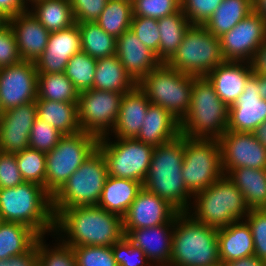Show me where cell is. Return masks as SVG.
Instances as JSON below:
<instances>
[{
  "instance_id": "6da1fadb",
  "label": "cell",
  "mask_w": 266,
  "mask_h": 266,
  "mask_svg": "<svg viewBox=\"0 0 266 266\" xmlns=\"http://www.w3.org/2000/svg\"><path fill=\"white\" fill-rule=\"evenodd\" d=\"M56 235L67 246H112L124 236L122 217L97 205L63 209L55 217Z\"/></svg>"
},
{
  "instance_id": "7a4b0ae2",
  "label": "cell",
  "mask_w": 266,
  "mask_h": 266,
  "mask_svg": "<svg viewBox=\"0 0 266 266\" xmlns=\"http://www.w3.org/2000/svg\"><path fill=\"white\" fill-rule=\"evenodd\" d=\"M184 135L154 147L143 187L169 202L179 212H187L193 195L182 178Z\"/></svg>"
},
{
  "instance_id": "3957f363",
  "label": "cell",
  "mask_w": 266,
  "mask_h": 266,
  "mask_svg": "<svg viewBox=\"0 0 266 266\" xmlns=\"http://www.w3.org/2000/svg\"><path fill=\"white\" fill-rule=\"evenodd\" d=\"M0 215L3 221L26 225L40 236L54 234L52 196L36 183L0 188Z\"/></svg>"
},
{
  "instance_id": "277c9868",
  "label": "cell",
  "mask_w": 266,
  "mask_h": 266,
  "mask_svg": "<svg viewBox=\"0 0 266 266\" xmlns=\"http://www.w3.org/2000/svg\"><path fill=\"white\" fill-rule=\"evenodd\" d=\"M249 211L242 192L224 174L215 183L193 195L187 213L197 222L220 229L244 220Z\"/></svg>"
},
{
  "instance_id": "5b68a950",
  "label": "cell",
  "mask_w": 266,
  "mask_h": 266,
  "mask_svg": "<svg viewBox=\"0 0 266 266\" xmlns=\"http://www.w3.org/2000/svg\"><path fill=\"white\" fill-rule=\"evenodd\" d=\"M229 107L206 77H195L188 113L180 133L191 139H219L228 129Z\"/></svg>"
},
{
  "instance_id": "8992f818",
  "label": "cell",
  "mask_w": 266,
  "mask_h": 266,
  "mask_svg": "<svg viewBox=\"0 0 266 266\" xmlns=\"http://www.w3.org/2000/svg\"><path fill=\"white\" fill-rule=\"evenodd\" d=\"M219 262L218 229L180 212L174 218L169 266H212Z\"/></svg>"
},
{
  "instance_id": "52a82bcc",
  "label": "cell",
  "mask_w": 266,
  "mask_h": 266,
  "mask_svg": "<svg viewBox=\"0 0 266 266\" xmlns=\"http://www.w3.org/2000/svg\"><path fill=\"white\" fill-rule=\"evenodd\" d=\"M107 177L105 159L96 149L52 196L54 217L66 208L97 205Z\"/></svg>"
},
{
  "instance_id": "ba28073f",
  "label": "cell",
  "mask_w": 266,
  "mask_h": 266,
  "mask_svg": "<svg viewBox=\"0 0 266 266\" xmlns=\"http://www.w3.org/2000/svg\"><path fill=\"white\" fill-rule=\"evenodd\" d=\"M194 78L166 63H160L137 85L145 92L151 104L165 108L181 122L189 110Z\"/></svg>"
},
{
  "instance_id": "9c48e42d",
  "label": "cell",
  "mask_w": 266,
  "mask_h": 266,
  "mask_svg": "<svg viewBox=\"0 0 266 266\" xmlns=\"http://www.w3.org/2000/svg\"><path fill=\"white\" fill-rule=\"evenodd\" d=\"M224 61L220 38L211 34L203 25H190L182 43L166 64L188 75L206 77Z\"/></svg>"
},
{
  "instance_id": "30bf717a",
  "label": "cell",
  "mask_w": 266,
  "mask_h": 266,
  "mask_svg": "<svg viewBox=\"0 0 266 266\" xmlns=\"http://www.w3.org/2000/svg\"><path fill=\"white\" fill-rule=\"evenodd\" d=\"M98 140L85 131L64 135L56 147L46 153V191L51 196L98 148Z\"/></svg>"
},
{
  "instance_id": "8fae6325",
  "label": "cell",
  "mask_w": 266,
  "mask_h": 266,
  "mask_svg": "<svg viewBox=\"0 0 266 266\" xmlns=\"http://www.w3.org/2000/svg\"><path fill=\"white\" fill-rule=\"evenodd\" d=\"M97 149L103 154L108 176L131 179L143 184L148 174L154 146L135 138L113 139L106 135L99 138Z\"/></svg>"
},
{
  "instance_id": "7c38bea8",
  "label": "cell",
  "mask_w": 266,
  "mask_h": 266,
  "mask_svg": "<svg viewBox=\"0 0 266 266\" xmlns=\"http://www.w3.org/2000/svg\"><path fill=\"white\" fill-rule=\"evenodd\" d=\"M224 175L221 149L217 139H191L184 136L182 178L194 195Z\"/></svg>"
},
{
  "instance_id": "4fadbf2b",
  "label": "cell",
  "mask_w": 266,
  "mask_h": 266,
  "mask_svg": "<svg viewBox=\"0 0 266 266\" xmlns=\"http://www.w3.org/2000/svg\"><path fill=\"white\" fill-rule=\"evenodd\" d=\"M123 95L96 89L80 92L77 108L81 130L98 138L108 135L117 120Z\"/></svg>"
},
{
  "instance_id": "5bb4252c",
  "label": "cell",
  "mask_w": 266,
  "mask_h": 266,
  "mask_svg": "<svg viewBox=\"0 0 266 266\" xmlns=\"http://www.w3.org/2000/svg\"><path fill=\"white\" fill-rule=\"evenodd\" d=\"M218 140L225 175L239 167L266 169V142L259 133L227 130Z\"/></svg>"
},
{
  "instance_id": "9a60e30c",
  "label": "cell",
  "mask_w": 266,
  "mask_h": 266,
  "mask_svg": "<svg viewBox=\"0 0 266 266\" xmlns=\"http://www.w3.org/2000/svg\"><path fill=\"white\" fill-rule=\"evenodd\" d=\"M219 38L221 54L225 61L251 63L257 50L266 40V21L252 11Z\"/></svg>"
},
{
  "instance_id": "2e32d148",
  "label": "cell",
  "mask_w": 266,
  "mask_h": 266,
  "mask_svg": "<svg viewBox=\"0 0 266 266\" xmlns=\"http://www.w3.org/2000/svg\"><path fill=\"white\" fill-rule=\"evenodd\" d=\"M38 73L34 62L19 63L0 68V104L3 111L37 99Z\"/></svg>"
},
{
  "instance_id": "e0dca14e",
  "label": "cell",
  "mask_w": 266,
  "mask_h": 266,
  "mask_svg": "<svg viewBox=\"0 0 266 266\" xmlns=\"http://www.w3.org/2000/svg\"><path fill=\"white\" fill-rule=\"evenodd\" d=\"M266 120V100L260 96L259 78L253 73L243 93L229 106L227 129L259 133Z\"/></svg>"
},
{
  "instance_id": "ac0fdd59",
  "label": "cell",
  "mask_w": 266,
  "mask_h": 266,
  "mask_svg": "<svg viewBox=\"0 0 266 266\" xmlns=\"http://www.w3.org/2000/svg\"><path fill=\"white\" fill-rule=\"evenodd\" d=\"M180 212L144 187L122 217L124 229L155 227L171 222Z\"/></svg>"
},
{
  "instance_id": "d6986e66",
  "label": "cell",
  "mask_w": 266,
  "mask_h": 266,
  "mask_svg": "<svg viewBox=\"0 0 266 266\" xmlns=\"http://www.w3.org/2000/svg\"><path fill=\"white\" fill-rule=\"evenodd\" d=\"M36 118L35 101L5 111L0 118V152L15 154L28 148Z\"/></svg>"
},
{
  "instance_id": "ffe728a7",
  "label": "cell",
  "mask_w": 266,
  "mask_h": 266,
  "mask_svg": "<svg viewBox=\"0 0 266 266\" xmlns=\"http://www.w3.org/2000/svg\"><path fill=\"white\" fill-rule=\"evenodd\" d=\"M81 51V35L77 23L50 32L44 52L34 62L37 73H64L69 59Z\"/></svg>"
},
{
  "instance_id": "44dd1931",
  "label": "cell",
  "mask_w": 266,
  "mask_h": 266,
  "mask_svg": "<svg viewBox=\"0 0 266 266\" xmlns=\"http://www.w3.org/2000/svg\"><path fill=\"white\" fill-rule=\"evenodd\" d=\"M174 219L166 224L140 229H124L125 237L139 247L154 266H169Z\"/></svg>"
},
{
  "instance_id": "7402d4cb",
  "label": "cell",
  "mask_w": 266,
  "mask_h": 266,
  "mask_svg": "<svg viewBox=\"0 0 266 266\" xmlns=\"http://www.w3.org/2000/svg\"><path fill=\"white\" fill-rule=\"evenodd\" d=\"M17 43L21 60L35 62L44 52L50 32L28 9L7 19Z\"/></svg>"
},
{
  "instance_id": "603a6c76",
  "label": "cell",
  "mask_w": 266,
  "mask_h": 266,
  "mask_svg": "<svg viewBox=\"0 0 266 266\" xmlns=\"http://www.w3.org/2000/svg\"><path fill=\"white\" fill-rule=\"evenodd\" d=\"M253 74L252 64L246 61H224L206 78L219 98L229 107L243 93L248 78Z\"/></svg>"
},
{
  "instance_id": "cb8c5ba5",
  "label": "cell",
  "mask_w": 266,
  "mask_h": 266,
  "mask_svg": "<svg viewBox=\"0 0 266 266\" xmlns=\"http://www.w3.org/2000/svg\"><path fill=\"white\" fill-rule=\"evenodd\" d=\"M115 54L137 84L161 63L130 29L117 38Z\"/></svg>"
},
{
  "instance_id": "d4e9b609",
  "label": "cell",
  "mask_w": 266,
  "mask_h": 266,
  "mask_svg": "<svg viewBox=\"0 0 266 266\" xmlns=\"http://www.w3.org/2000/svg\"><path fill=\"white\" fill-rule=\"evenodd\" d=\"M150 101L145 92L136 85L123 95L117 120L108 134L113 138H130L138 136Z\"/></svg>"
},
{
  "instance_id": "484cf974",
  "label": "cell",
  "mask_w": 266,
  "mask_h": 266,
  "mask_svg": "<svg viewBox=\"0 0 266 266\" xmlns=\"http://www.w3.org/2000/svg\"><path fill=\"white\" fill-rule=\"evenodd\" d=\"M180 134V122L165 108L150 103L135 139L155 147L173 140Z\"/></svg>"
},
{
  "instance_id": "4316f807",
  "label": "cell",
  "mask_w": 266,
  "mask_h": 266,
  "mask_svg": "<svg viewBox=\"0 0 266 266\" xmlns=\"http://www.w3.org/2000/svg\"><path fill=\"white\" fill-rule=\"evenodd\" d=\"M218 250L223 263L253 256L254 240L248 223L240 220L218 229Z\"/></svg>"
},
{
  "instance_id": "83f0119b",
  "label": "cell",
  "mask_w": 266,
  "mask_h": 266,
  "mask_svg": "<svg viewBox=\"0 0 266 266\" xmlns=\"http://www.w3.org/2000/svg\"><path fill=\"white\" fill-rule=\"evenodd\" d=\"M142 188L139 181L108 176L97 206L123 217Z\"/></svg>"
},
{
  "instance_id": "f1b7e54d",
  "label": "cell",
  "mask_w": 266,
  "mask_h": 266,
  "mask_svg": "<svg viewBox=\"0 0 266 266\" xmlns=\"http://www.w3.org/2000/svg\"><path fill=\"white\" fill-rule=\"evenodd\" d=\"M226 176L242 192L250 209L266 208V169L239 167L231 169Z\"/></svg>"
},
{
  "instance_id": "f546056e",
  "label": "cell",
  "mask_w": 266,
  "mask_h": 266,
  "mask_svg": "<svg viewBox=\"0 0 266 266\" xmlns=\"http://www.w3.org/2000/svg\"><path fill=\"white\" fill-rule=\"evenodd\" d=\"M136 85L116 54L97 59L92 89L125 94Z\"/></svg>"
},
{
  "instance_id": "4dcf8cb0",
  "label": "cell",
  "mask_w": 266,
  "mask_h": 266,
  "mask_svg": "<svg viewBox=\"0 0 266 266\" xmlns=\"http://www.w3.org/2000/svg\"><path fill=\"white\" fill-rule=\"evenodd\" d=\"M37 118L52 125L64 135L81 132L77 103L36 99Z\"/></svg>"
},
{
  "instance_id": "1f68e13d",
  "label": "cell",
  "mask_w": 266,
  "mask_h": 266,
  "mask_svg": "<svg viewBox=\"0 0 266 266\" xmlns=\"http://www.w3.org/2000/svg\"><path fill=\"white\" fill-rule=\"evenodd\" d=\"M28 9L49 32L67 29L76 23L70 0H33Z\"/></svg>"
},
{
  "instance_id": "d6a6232c",
  "label": "cell",
  "mask_w": 266,
  "mask_h": 266,
  "mask_svg": "<svg viewBox=\"0 0 266 266\" xmlns=\"http://www.w3.org/2000/svg\"><path fill=\"white\" fill-rule=\"evenodd\" d=\"M40 237L26 225L3 221L0 225V260L28 252Z\"/></svg>"
},
{
  "instance_id": "836d02e7",
  "label": "cell",
  "mask_w": 266,
  "mask_h": 266,
  "mask_svg": "<svg viewBox=\"0 0 266 266\" xmlns=\"http://www.w3.org/2000/svg\"><path fill=\"white\" fill-rule=\"evenodd\" d=\"M253 11V0H223L203 25L211 34L221 37Z\"/></svg>"
},
{
  "instance_id": "e575fe53",
  "label": "cell",
  "mask_w": 266,
  "mask_h": 266,
  "mask_svg": "<svg viewBox=\"0 0 266 266\" xmlns=\"http://www.w3.org/2000/svg\"><path fill=\"white\" fill-rule=\"evenodd\" d=\"M157 22L160 31L159 61L166 63L182 43L183 36L191 24L181 9L158 19Z\"/></svg>"
},
{
  "instance_id": "d590c367",
  "label": "cell",
  "mask_w": 266,
  "mask_h": 266,
  "mask_svg": "<svg viewBox=\"0 0 266 266\" xmlns=\"http://www.w3.org/2000/svg\"><path fill=\"white\" fill-rule=\"evenodd\" d=\"M81 35V51L95 59L116 53L117 38L107 34L95 21L77 23Z\"/></svg>"
},
{
  "instance_id": "8d00e7d4",
  "label": "cell",
  "mask_w": 266,
  "mask_h": 266,
  "mask_svg": "<svg viewBox=\"0 0 266 266\" xmlns=\"http://www.w3.org/2000/svg\"><path fill=\"white\" fill-rule=\"evenodd\" d=\"M79 92L65 73H38L37 99L77 103Z\"/></svg>"
},
{
  "instance_id": "74e56055",
  "label": "cell",
  "mask_w": 266,
  "mask_h": 266,
  "mask_svg": "<svg viewBox=\"0 0 266 266\" xmlns=\"http://www.w3.org/2000/svg\"><path fill=\"white\" fill-rule=\"evenodd\" d=\"M133 17L131 0H108L95 21L107 34L118 38L130 29Z\"/></svg>"
},
{
  "instance_id": "f35d334b",
  "label": "cell",
  "mask_w": 266,
  "mask_h": 266,
  "mask_svg": "<svg viewBox=\"0 0 266 266\" xmlns=\"http://www.w3.org/2000/svg\"><path fill=\"white\" fill-rule=\"evenodd\" d=\"M96 64L97 59L83 51L69 59L64 73L79 93L93 88Z\"/></svg>"
},
{
  "instance_id": "ab89813d",
  "label": "cell",
  "mask_w": 266,
  "mask_h": 266,
  "mask_svg": "<svg viewBox=\"0 0 266 266\" xmlns=\"http://www.w3.org/2000/svg\"><path fill=\"white\" fill-rule=\"evenodd\" d=\"M15 158L24 181L41 185L46 190V153L28 147L15 153Z\"/></svg>"
},
{
  "instance_id": "60d3db41",
  "label": "cell",
  "mask_w": 266,
  "mask_h": 266,
  "mask_svg": "<svg viewBox=\"0 0 266 266\" xmlns=\"http://www.w3.org/2000/svg\"><path fill=\"white\" fill-rule=\"evenodd\" d=\"M51 236L54 238L51 246L46 242L45 236L37 240L39 260L44 266H77L73 248L64 244L56 235Z\"/></svg>"
},
{
  "instance_id": "b9f144b4",
  "label": "cell",
  "mask_w": 266,
  "mask_h": 266,
  "mask_svg": "<svg viewBox=\"0 0 266 266\" xmlns=\"http://www.w3.org/2000/svg\"><path fill=\"white\" fill-rule=\"evenodd\" d=\"M64 136L60 131L45 121L36 118L29 136V147L43 153L53 150Z\"/></svg>"
},
{
  "instance_id": "7bdbcfd3",
  "label": "cell",
  "mask_w": 266,
  "mask_h": 266,
  "mask_svg": "<svg viewBox=\"0 0 266 266\" xmlns=\"http://www.w3.org/2000/svg\"><path fill=\"white\" fill-rule=\"evenodd\" d=\"M133 16L160 19L178 12L181 0H131Z\"/></svg>"
},
{
  "instance_id": "ee69618b",
  "label": "cell",
  "mask_w": 266,
  "mask_h": 266,
  "mask_svg": "<svg viewBox=\"0 0 266 266\" xmlns=\"http://www.w3.org/2000/svg\"><path fill=\"white\" fill-rule=\"evenodd\" d=\"M77 266H117L112 246H75Z\"/></svg>"
},
{
  "instance_id": "f6af8a7d",
  "label": "cell",
  "mask_w": 266,
  "mask_h": 266,
  "mask_svg": "<svg viewBox=\"0 0 266 266\" xmlns=\"http://www.w3.org/2000/svg\"><path fill=\"white\" fill-rule=\"evenodd\" d=\"M130 30L159 60L160 31L157 19L133 16Z\"/></svg>"
},
{
  "instance_id": "bcb514c9",
  "label": "cell",
  "mask_w": 266,
  "mask_h": 266,
  "mask_svg": "<svg viewBox=\"0 0 266 266\" xmlns=\"http://www.w3.org/2000/svg\"><path fill=\"white\" fill-rule=\"evenodd\" d=\"M117 266H154L144 252L124 236L112 245Z\"/></svg>"
},
{
  "instance_id": "7dc6e473",
  "label": "cell",
  "mask_w": 266,
  "mask_h": 266,
  "mask_svg": "<svg viewBox=\"0 0 266 266\" xmlns=\"http://www.w3.org/2000/svg\"><path fill=\"white\" fill-rule=\"evenodd\" d=\"M244 220L251 228L254 255L266 261V208L250 209Z\"/></svg>"
},
{
  "instance_id": "c3c4849f",
  "label": "cell",
  "mask_w": 266,
  "mask_h": 266,
  "mask_svg": "<svg viewBox=\"0 0 266 266\" xmlns=\"http://www.w3.org/2000/svg\"><path fill=\"white\" fill-rule=\"evenodd\" d=\"M223 0H181V10L191 25H204Z\"/></svg>"
},
{
  "instance_id": "681fc988",
  "label": "cell",
  "mask_w": 266,
  "mask_h": 266,
  "mask_svg": "<svg viewBox=\"0 0 266 266\" xmlns=\"http://www.w3.org/2000/svg\"><path fill=\"white\" fill-rule=\"evenodd\" d=\"M21 61L14 32L6 21L0 26V68Z\"/></svg>"
},
{
  "instance_id": "f907efd6",
  "label": "cell",
  "mask_w": 266,
  "mask_h": 266,
  "mask_svg": "<svg viewBox=\"0 0 266 266\" xmlns=\"http://www.w3.org/2000/svg\"><path fill=\"white\" fill-rule=\"evenodd\" d=\"M107 3L108 0H70L75 22L96 21Z\"/></svg>"
},
{
  "instance_id": "816d5d0a",
  "label": "cell",
  "mask_w": 266,
  "mask_h": 266,
  "mask_svg": "<svg viewBox=\"0 0 266 266\" xmlns=\"http://www.w3.org/2000/svg\"><path fill=\"white\" fill-rule=\"evenodd\" d=\"M24 182L15 154L0 152V188H12Z\"/></svg>"
},
{
  "instance_id": "f5cc1de1",
  "label": "cell",
  "mask_w": 266,
  "mask_h": 266,
  "mask_svg": "<svg viewBox=\"0 0 266 266\" xmlns=\"http://www.w3.org/2000/svg\"><path fill=\"white\" fill-rule=\"evenodd\" d=\"M39 259L37 242L24 254L13 256L10 259L0 260V266H33Z\"/></svg>"
},
{
  "instance_id": "db71d44e",
  "label": "cell",
  "mask_w": 266,
  "mask_h": 266,
  "mask_svg": "<svg viewBox=\"0 0 266 266\" xmlns=\"http://www.w3.org/2000/svg\"><path fill=\"white\" fill-rule=\"evenodd\" d=\"M28 0H0V14L7 20L19 13L27 11Z\"/></svg>"
},
{
  "instance_id": "11a10c76",
  "label": "cell",
  "mask_w": 266,
  "mask_h": 266,
  "mask_svg": "<svg viewBox=\"0 0 266 266\" xmlns=\"http://www.w3.org/2000/svg\"><path fill=\"white\" fill-rule=\"evenodd\" d=\"M253 73L255 75L266 74V40L257 50L253 61L251 62Z\"/></svg>"
},
{
  "instance_id": "9f6ffc18",
  "label": "cell",
  "mask_w": 266,
  "mask_h": 266,
  "mask_svg": "<svg viewBox=\"0 0 266 266\" xmlns=\"http://www.w3.org/2000/svg\"><path fill=\"white\" fill-rule=\"evenodd\" d=\"M227 266H266V261L253 255L226 263Z\"/></svg>"
},
{
  "instance_id": "6f0895ef",
  "label": "cell",
  "mask_w": 266,
  "mask_h": 266,
  "mask_svg": "<svg viewBox=\"0 0 266 266\" xmlns=\"http://www.w3.org/2000/svg\"><path fill=\"white\" fill-rule=\"evenodd\" d=\"M253 11L266 21V0H253Z\"/></svg>"
},
{
  "instance_id": "680465c9",
  "label": "cell",
  "mask_w": 266,
  "mask_h": 266,
  "mask_svg": "<svg viewBox=\"0 0 266 266\" xmlns=\"http://www.w3.org/2000/svg\"><path fill=\"white\" fill-rule=\"evenodd\" d=\"M256 76L259 78L260 96L266 100V74Z\"/></svg>"
},
{
  "instance_id": "91938a15",
  "label": "cell",
  "mask_w": 266,
  "mask_h": 266,
  "mask_svg": "<svg viewBox=\"0 0 266 266\" xmlns=\"http://www.w3.org/2000/svg\"><path fill=\"white\" fill-rule=\"evenodd\" d=\"M259 134H260V137L262 139H264L266 142V120H265V123L262 125V128H261Z\"/></svg>"
},
{
  "instance_id": "94428289",
  "label": "cell",
  "mask_w": 266,
  "mask_h": 266,
  "mask_svg": "<svg viewBox=\"0 0 266 266\" xmlns=\"http://www.w3.org/2000/svg\"><path fill=\"white\" fill-rule=\"evenodd\" d=\"M7 20L0 14V26L3 25Z\"/></svg>"
},
{
  "instance_id": "6125c7cd",
  "label": "cell",
  "mask_w": 266,
  "mask_h": 266,
  "mask_svg": "<svg viewBox=\"0 0 266 266\" xmlns=\"http://www.w3.org/2000/svg\"><path fill=\"white\" fill-rule=\"evenodd\" d=\"M33 266H44V264L38 259Z\"/></svg>"
},
{
  "instance_id": "be15d7a7",
  "label": "cell",
  "mask_w": 266,
  "mask_h": 266,
  "mask_svg": "<svg viewBox=\"0 0 266 266\" xmlns=\"http://www.w3.org/2000/svg\"><path fill=\"white\" fill-rule=\"evenodd\" d=\"M212 266H227V265H226V263L219 262V263L212 265Z\"/></svg>"
},
{
  "instance_id": "e7e4bbea",
  "label": "cell",
  "mask_w": 266,
  "mask_h": 266,
  "mask_svg": "<svg viewBox=\"0 0 266 266\" xmlns=\"http://www.w3.org/2000/svg\"><path fill=\"white\" fill-rule=\"evenodd\" d=\"M3 113H4V111H3L2 107H1V104H0V118H1Z\"/></svg>"
},
{
  "instance_id": "03108f58",
  "label": "cell",
  "mask_w": 266,
  "mask_h": 266,
  "mask_svg": "<svg viewBox=\"0 0 266 266\" xmlns=\"http://www.w3.org/2000/svg\"><path fill=\"white\" fill-rule=\"evenodd\" d=\"M2 222H3V220H2V217H1V215H0V225H1Z\"/></svg>"
}]
</instances>
